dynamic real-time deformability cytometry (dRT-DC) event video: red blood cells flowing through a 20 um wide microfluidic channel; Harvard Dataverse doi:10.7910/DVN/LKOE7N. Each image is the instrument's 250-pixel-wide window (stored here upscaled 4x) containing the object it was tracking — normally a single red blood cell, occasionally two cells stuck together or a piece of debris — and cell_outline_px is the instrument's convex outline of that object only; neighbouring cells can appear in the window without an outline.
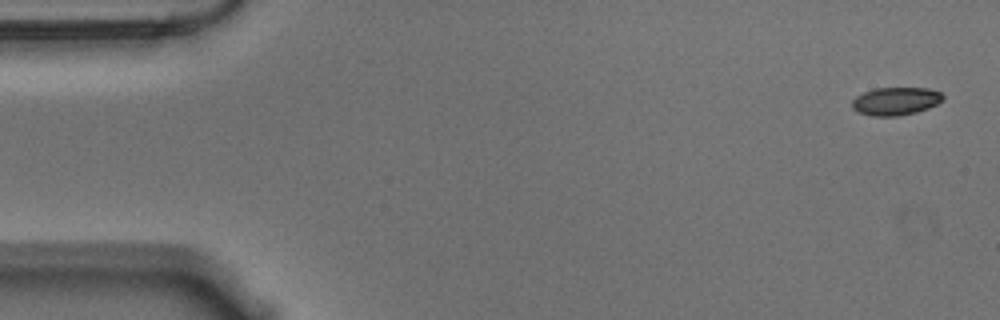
{"species": "Egyptian fruit bat (a non-hibernating species)", "species_latin": "Rousettus aegyptiacus", "temperature_condition": "warm", "stored_images_in_passage": 55, "camera_frame_rate_fps": 3000, "um_per_image_px": 0.085, "animal": {"sex": "male"}, "frame": {"image": 1, "passage_image": 1, "time_ms": 0.0, "image_size_px": [1000, 320], "cell_outline_px": [[944, 100], [928, 108], [916, 112], [900, 116], [872, 116], [856, 112], [852, 108], [852, 100], [856, 96], [864, 92], [876, 88], [928, 88], [940, 92], [944, 96]], "centroid_in_image_um": [76.12, 8.6], "position_along_channel_um": 8.9, "area_um2": 14.91}}
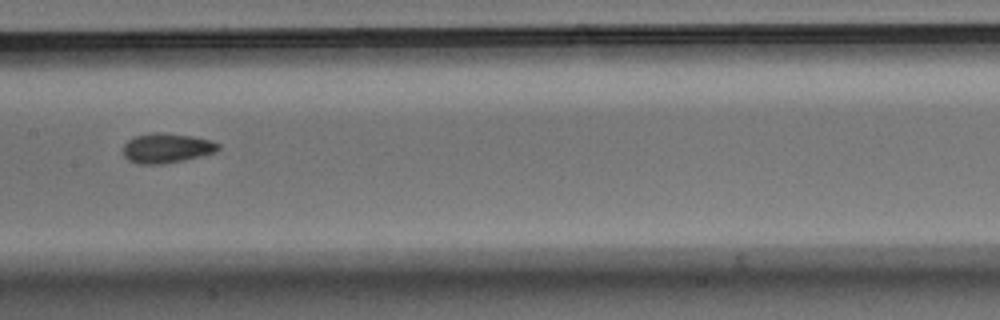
{"frame": {"image": 2, "passage_image": 27, "time_ms": 8.667, "image_size_px": [1000, 320], "cell_outline_px": [[220, 148], [216, 152], [200, 156], [160, 164], [136, 164], [128, 160], [124, 156], [124, 144], [128, 140], [136, 136], [156, 132], [160, 132], [192, 136], [212, 140], [220, 144]], "centroid_in_image_um": [14.17, 12.58], "position_along_channel_um": 193.2, "area_um2": 16.36}}
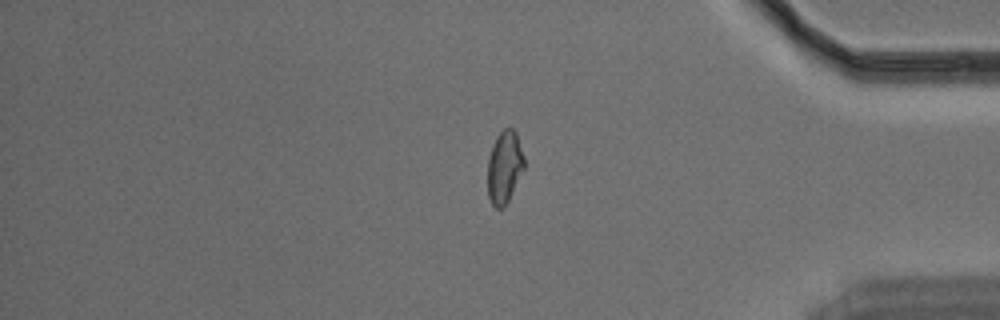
{"frame": {"image": 3, "passage_image": 46, "time_ms": 15.0, "image_size_px": [1000, 320], "cell_outline_px": [[524, 168], [504, 208], [496, 208], [492, 204], [488, 196], [488, 156], [492, 144], [496, 136], [504, 128], [512, 128], [516, 132], [524, 156]], "centroid_in_image_um": [42.86, 14.18], "position_along_channel_um": 392.3, "area_um2": 15.43}, "authors_computed_cell_mechanics": {"area_um2": 15.7794, "velocity_mm_per_s": 3.5612, "shape_relaxation_time_tau1_ms": 8.0796, "shape_relaxation_time_tau2_ms": 1.744, "deformation_change_tau1": 0.1692, "deformation_change_tau2": 0.071}}